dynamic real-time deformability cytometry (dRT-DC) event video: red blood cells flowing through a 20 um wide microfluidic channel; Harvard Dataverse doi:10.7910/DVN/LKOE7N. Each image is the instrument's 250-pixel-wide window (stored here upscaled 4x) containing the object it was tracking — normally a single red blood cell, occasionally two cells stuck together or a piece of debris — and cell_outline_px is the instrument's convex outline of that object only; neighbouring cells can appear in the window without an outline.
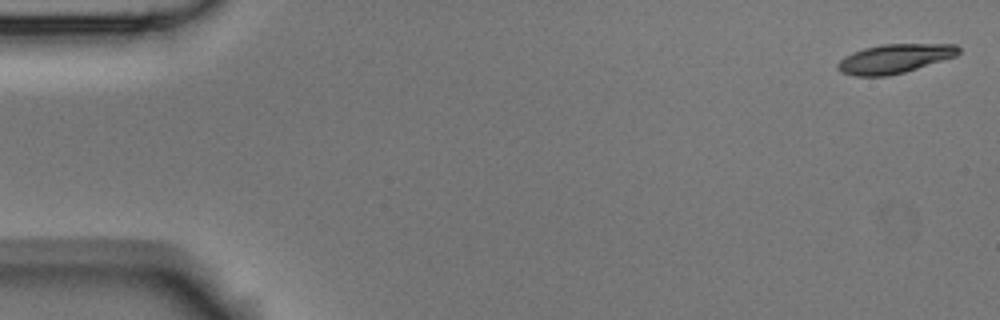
{"species": "Egyptian fruit bat (a non-hibernating species)", "species_latin": "Rousettus aegyptiacus", "temperature_condition": "room temperature", "stored_images_in_passage": 4, "camera_frame_rate_fps": 3000, "um_per_image_px": 0.085, "animal": {"sex": "male"}, "frame": {"image": 1, "passage_image": 1, "time_ms": 0.0, "image_size_px": [1000, 320], "cell_outline_px": [[960, 52], [956, 56], [904, 72], [888, 76], [852, 76], [840, 72], [836, 68], [836, 64], [844, 56], [852, 52], [864, 48], [880, 44], [956, 44], [960, 48]], "centroid_in_image_um": [75.99, 4.99], "position_along_channel_um": 9.0, "area_um2": 20.63}}
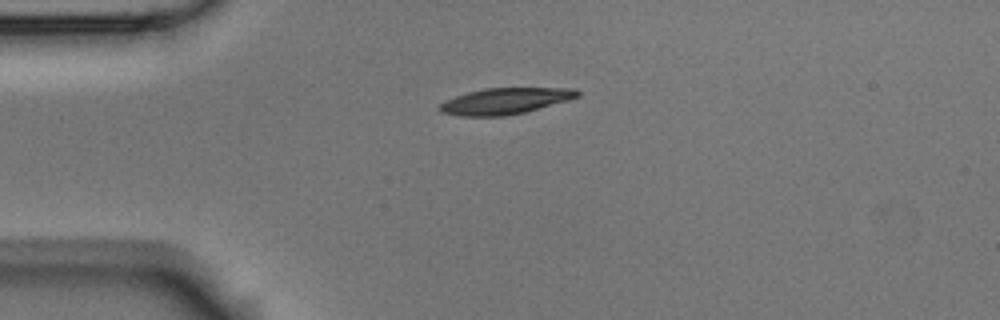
{"frame": {"image": 2, "passage_image": 4, "time_ms": 4.0, "image_size_px": [1000, 320], "cell_outline_px": [[580, 96], [568, 100], [524, 112], [504, 116], [460, 116], [440, 112], [436, 108], [444, 100], [468, 92], [484, 88], [576, 88], [580, 92]], "centroid_in_image_um": [42.9, 8.58], "position_along_channel_um": 42.1, "area_um2": 21.04}}